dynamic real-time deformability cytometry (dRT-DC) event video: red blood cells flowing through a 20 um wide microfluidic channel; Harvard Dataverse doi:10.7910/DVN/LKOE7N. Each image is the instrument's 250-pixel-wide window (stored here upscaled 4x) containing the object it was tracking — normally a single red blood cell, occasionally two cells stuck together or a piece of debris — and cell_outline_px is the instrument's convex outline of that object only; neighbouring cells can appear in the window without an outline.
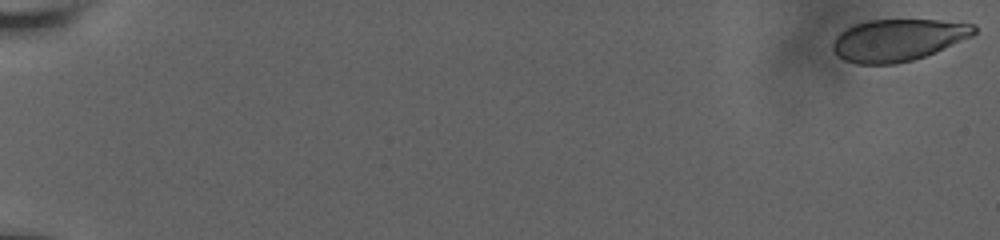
{"species": "human", "species_latin": "Homo sapiens", "temperature_condition": "room temperature", "stored_images_in_passage": 58, "camera_frame_rate_fps": 3000, "um_per_image_px": 0.085, "donor": {"sex": "male"}, "frame": {"image": 1, "passage_image": 1, "time_ms": 0.0, "image_size_px": [1000, 240], "cell_outline_px": [[976, 32], [972, 36], [936, 52], [912, 60], [896, 64], [856, 64], [844, 60], [832, 48], [832, 44], [836, 36], [840, 32], [856, 24], [868, 20], [940, 20], [976, 24]], "centroid_in_image_um": [76.35, 3.4], "position_along_channel_um": 8.7, "area_um2": 34.45}}
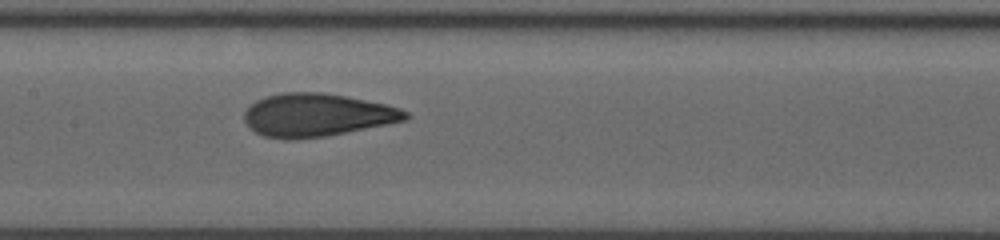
{"frame": {"image": 2, "passage_image": 32, "time_ms": 10.333, "image_size_px": [1000, 240], "cell_outline_px": [[408, 120], [328, 136], [296, 140], [284, 140], [264, 136], [256, 132], [244, 120], [244, 112], [256, 100], [264, 96], [284, 92], [324, 92], [348, 96], [388, 104], [400, 108], [408, 112]], "centroid_in_image_um": [26.96, 9.78], "position_along_channel_um": 180.4, "area_um2": 40.86}}
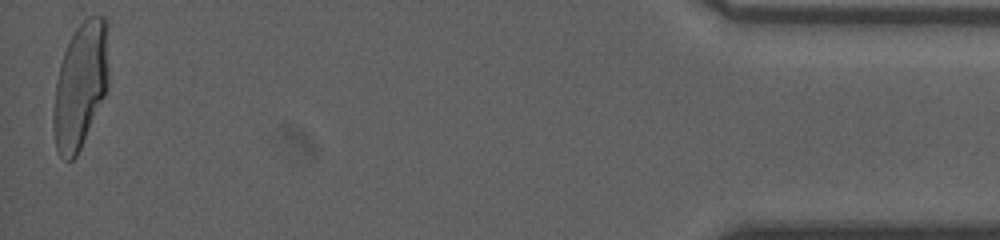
{"frame": {"image": 3, "passage_image": 58, "time_ms": 19.0, "image_size_px": [1000, 240], "cell_outline_px": [[108, 84], [104, 96], [80, 148], [76, 156], [72, 160], [64, 160], [60, 156], [56, 148], [52, 128], [52, 112], [56, 80], [60, 64], [64, 52], [76, 28], [88, 16], [104, 16], [108, 24]], "centroid_in_image_um": [6.82, 7.25], "position_along_channel_um": 428.4, "area_um2": 40.58}, "authors_computed_cell_mechanics": {"area_um2": 39.0728, "velocity_mm_per_s": 3.7852, "shape_relaxation_time_tau1_ms": 4.9388, "shape_relaxation_time_tau2_ms": 0.7705, "deformation_change_tau1": 0.2045, "deformation_change_tau2": 0.0639}}